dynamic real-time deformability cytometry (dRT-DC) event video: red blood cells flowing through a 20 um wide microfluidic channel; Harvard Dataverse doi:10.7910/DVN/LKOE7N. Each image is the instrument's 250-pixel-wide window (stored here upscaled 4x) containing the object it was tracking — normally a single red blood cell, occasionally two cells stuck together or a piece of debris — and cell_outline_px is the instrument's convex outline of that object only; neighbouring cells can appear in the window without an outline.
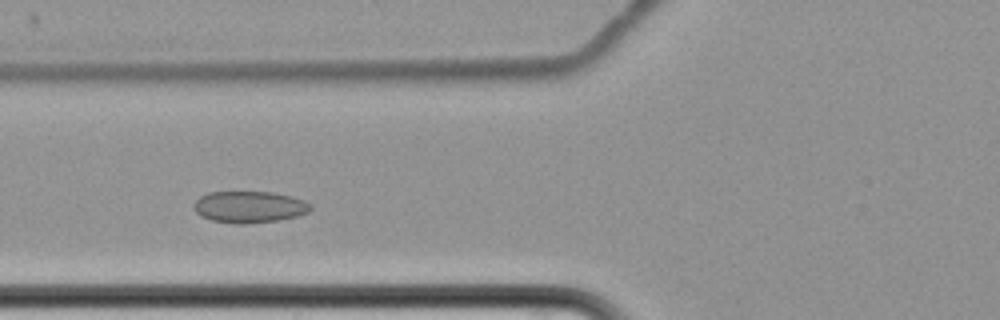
{"species": "common noctule bat (a hibernating species)", "species_latin": "Nyctalus noctula", "temperature_condition": "cold", "stored_images_in_passage": 5, "camera_frame_rate_fps": 3000, "um_per_image_px": 0.085, "animal": {"sex": "female", "body_mass_g": 22.7, "forearm_length_mm": 54.2}, "frame": {"image": 1, "passage_image": 4, "time_ms": 3.667, "image_size_px": [1000, 320], "cell_outline_px": [[312, 208], [308, 212], [296, 216], [276, 220], [244, 224], [236, 224], [212, 220], [200, 216], [192, 208], [192, 204], [200, 196], [208, 192], [272, 192], [292, 196], [304, 200], [312, 204]], "centroid_in_image_um": [21.17, 17.58], "position_along_channel_um": 104.6, "area_um2": 21.62}}
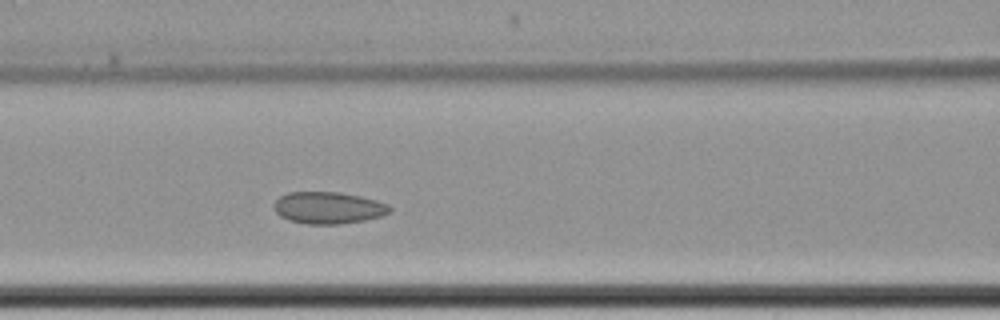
{"frame": {"image": 2, "passage_image": 5, "time_ms": 4.667, "image_size_px": [1000, 320], "cell_outline_px": [[392, 208], [384, 216], [364, 220], [340, 224], [308, 224], [288, 220], [280, 216], [276, 212], [272, 204], [280, 196], [288, 192], [336, 192], [360, 196], [376, 200], [388, 204]], "centroid_in_image_um": [27.89, 17.66], "position_along_channel_um": 138.7, "area_um2": 21.56}}